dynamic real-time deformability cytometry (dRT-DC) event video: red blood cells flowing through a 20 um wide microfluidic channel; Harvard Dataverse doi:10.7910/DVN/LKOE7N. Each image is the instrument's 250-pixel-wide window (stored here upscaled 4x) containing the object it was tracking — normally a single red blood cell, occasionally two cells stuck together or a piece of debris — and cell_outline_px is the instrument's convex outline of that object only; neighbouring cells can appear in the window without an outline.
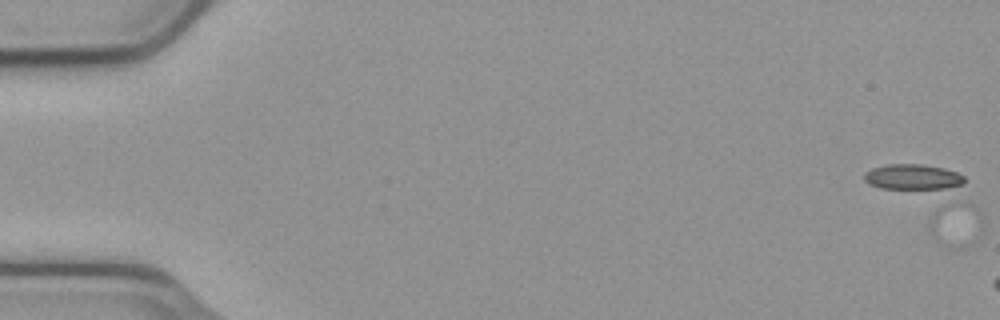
{"species": "common noctule bat (a hibernating species)", "species_latin": "Nyctalus noctula", "temperature_condition": "cold", "stored_images_in_passage": 4, "camera_frame_rate_fps": 3000, "um_per_image_px": 0.085, "animal": {"sex": "male", "body_mass_g": 23.1, "forearm_length_mm": 52.7}, "frame": {"image": 1, "passage_image": 3, "time_ms": 0.667, "image_size_px": [1000, 320], "cell_outline_px": [[964, 184], [944, 188], [880, 188], [864, 180], [864, 176], [872, 168], [888, 164], [920, 164], [944, 168], [956, 172], [964, 176]], "centroid_in_image_um": [77.6, 15.02], "position_along_channel_um": 7.4, "area_um2": 14.45}}